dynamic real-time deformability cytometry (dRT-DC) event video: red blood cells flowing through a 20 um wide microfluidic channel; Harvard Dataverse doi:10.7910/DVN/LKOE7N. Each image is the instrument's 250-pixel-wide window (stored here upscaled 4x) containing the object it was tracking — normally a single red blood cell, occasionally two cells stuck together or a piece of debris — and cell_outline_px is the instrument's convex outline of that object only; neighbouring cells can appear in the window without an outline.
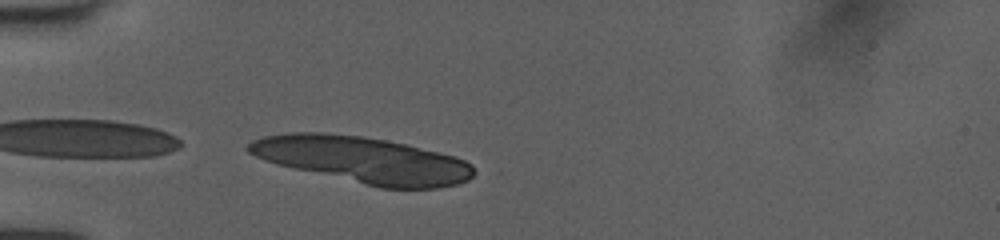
{"species": "human", "species_latin": "Homo sapiens", "temperature_condition": "room temperature", "stored_images_in_passage": 8, "camera_frame_rate_fps": 3000, "um_per_image_px": 0.085, "donor": {"sex": "female"}, "frame": {"image": 1, "passage_image": 8, "time_ms": 2.333, "image_size_px": [1000, 240], "cell_outline_px": [[476, 172], [468, 180], [456, 184], [440, 188], [380, 188], [296, 168], [280, 164], [256, 156], [248, 152], [244, 148], [252, 140], [264, 136], [288, 132], [324, 132], [360, 136], [408, 144], [452, 156], [464, 160], [472, 164]], "centroid_in_image_um": [30.86, 13.58], "position_along_channel_um": 54.1, "area_um2": 60.29}}